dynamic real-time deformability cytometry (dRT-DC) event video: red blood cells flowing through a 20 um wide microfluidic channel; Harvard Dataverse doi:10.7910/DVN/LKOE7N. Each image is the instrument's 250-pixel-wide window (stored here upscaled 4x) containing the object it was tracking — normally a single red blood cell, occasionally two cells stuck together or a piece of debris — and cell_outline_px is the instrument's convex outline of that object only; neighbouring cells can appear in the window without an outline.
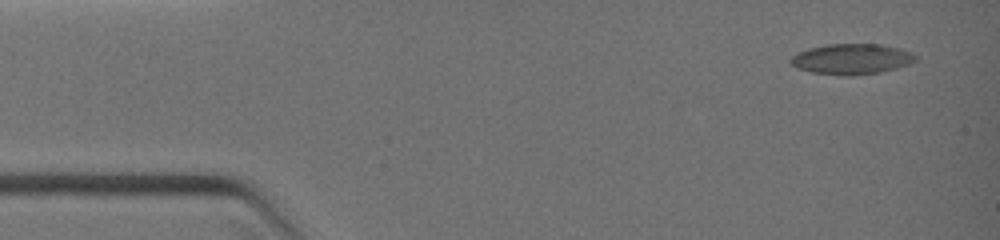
{"species": "common noctule bat (a hibernating species)", "species_latin": "Nyctalus noctula", "temperature_condition": "warm", "stored_images_in_passage": 3, "camera_frame_rate_fps": 3000, "um_per_image_px": 0.085, "animal": {"sex": "female", "body_mass_g": 19.0, "forearm_length_mm": 51.5}, "frame": {"image": 1, "passage_image": 1, "time_ms": 0.0, "image_size_px": [1000, 240], "cell_outline_px": [[920, 56], [916, 60], [908, 64], [896, 68], [880, 72], [852, 76], [844, 76], [812, 72], [800, 68], [792, 64], [788, 60], [796, 52], [808, 48], [828, 44], [880, 44], [900, 48], [912, 52]], "centroid_in_image_um": [72.41, 5.01], "position_along_channel_um": 12.6, "area_um2": 22.37}}
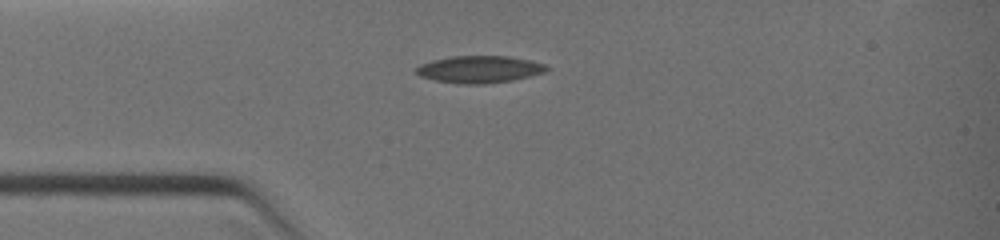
{"frame": {"image": 2, "passage_image": 3, "time_ms": 2.333, "image_size_px": [1000, 240], "cell_outline_px": [[548, 68], [544, 72], [512, 80], [488, 84], [460, 84], [436, 80], [420, 76], [416, 72], [416, 68], [420, 64], [432, 60], [452, 56], [508, 56], [528, 60], [544, 64]], "centroid_in_image_um": [40.71, 5.89], "position_along_channel_um": 44.3, "area_um2": 20.4}}